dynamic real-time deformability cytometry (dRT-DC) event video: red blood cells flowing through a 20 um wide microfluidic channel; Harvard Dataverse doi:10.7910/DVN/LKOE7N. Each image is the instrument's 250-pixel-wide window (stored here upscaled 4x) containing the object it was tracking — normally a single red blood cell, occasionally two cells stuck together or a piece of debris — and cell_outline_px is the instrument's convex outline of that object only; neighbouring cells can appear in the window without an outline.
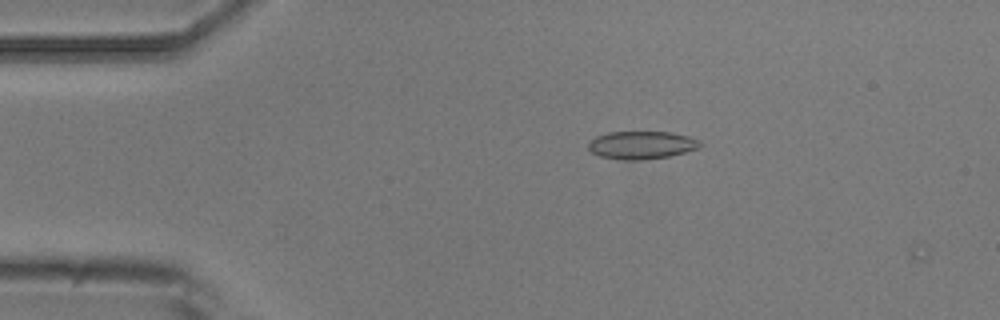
{"species": "common noctule bat (a hibernating species)", "species_latin": "Nyctalus noctula", "temperature_condition": "room temperature", "stored_images_in_passage": 6, "camera_frame_rate_fps": 3000, "um_per_image_px": 0.085, "animal": {"sex": "male", "body_mass_g": 20.5, "forearm_length_mm": 52.5}, "frame": {"image": 1, "passage_image": 5, "time_ms": 4.667, "image_size_px": [1000, 320], "cell_outline_px": [[704, 144], [700, 148], [668, 156], [644, 160], [620, 160], [600, 156], [592, 152], [588, 148], [588, 144], [596, 136], [608, 132], [672, 132], [688, 136], [700, 140]], "centroid_in_image_um": [54.56, 12.33], "position_along_channel_um": 30.4, "area_um2": 18.26}}